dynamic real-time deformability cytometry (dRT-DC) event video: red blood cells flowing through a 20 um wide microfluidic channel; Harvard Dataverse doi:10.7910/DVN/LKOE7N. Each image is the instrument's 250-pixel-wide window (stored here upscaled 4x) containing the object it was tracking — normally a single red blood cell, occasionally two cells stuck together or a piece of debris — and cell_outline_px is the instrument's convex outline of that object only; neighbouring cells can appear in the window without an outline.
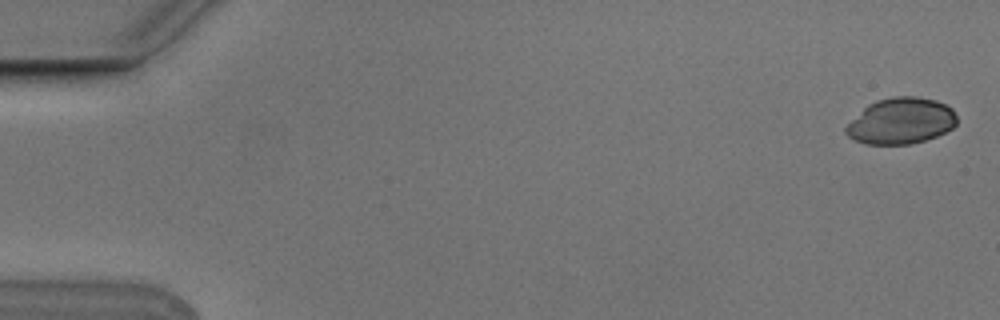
{"species": "Egyptian fruit bat (a non-hibernating species)", "species_latin": "Rousettus aegyptiacus", "temperature_condition": "cold", "stored_images_in_passage": 6, "camera_frame_rate_fps": 3000, "um_per_image_px": 0.085, "animal": {"sex": "male"}, "frame": {"image": 1, "passage_image": 1, "time_ms": 0.0, "image_size_px": [1000, 320], "cell_outline_px": [[956, 124], [952, 128], [936, 136], [912, 144], [864, 144], [848, 136], [844, 132], [844, 128], [868, 104], [876, 100], [892, 96], [916, 96], [936, 100], [952, 108], [956, 116]], "centroid_in_image_um": [76.58, 10.28], "position_along_channel_um": 8.4, "area_um2": 29.77}}
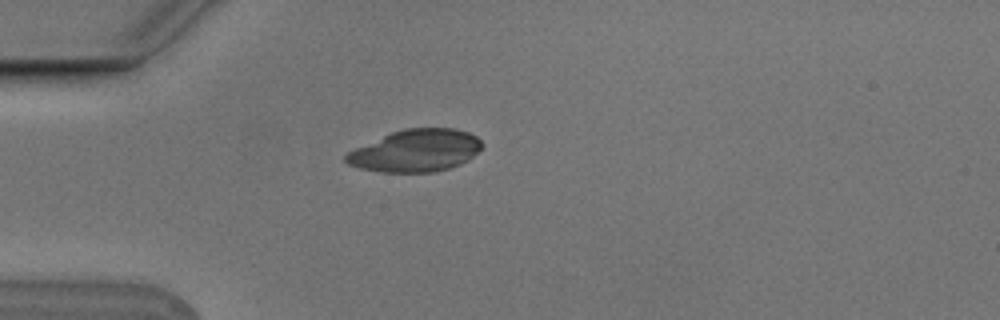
{"frame": {"image": 2, "passage_image": 4, "time_ms": 1.0, "image_size_px": [1000, 320], "cell_outline_px": [[484, 144], [468, 160], [460, 164], [436, 172], [380, 172], [360, 168], [348, 164], [344, 160], [344, 156], [348, 152], [356, 148], [392, 132], [404, 128], [456, 128], [468, 132], [476, 136]], "centroid_in_image_um": [35.34, 12.81], "position_along_channel_um": 49.7, "area_um2": 33.29}}